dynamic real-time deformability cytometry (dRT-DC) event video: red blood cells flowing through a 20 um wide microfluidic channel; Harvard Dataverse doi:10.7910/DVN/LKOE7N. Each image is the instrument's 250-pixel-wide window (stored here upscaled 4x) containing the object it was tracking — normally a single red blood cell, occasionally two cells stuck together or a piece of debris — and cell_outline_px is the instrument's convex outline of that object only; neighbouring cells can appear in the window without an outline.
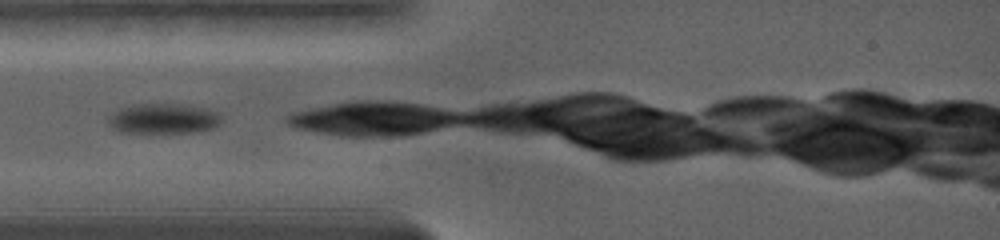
{"species": "common noctule bat (a hibernating species)", "species_latin": "Nyctalus noctula", "temperature_condition": "warm", "stored_images_in_passage": 4, "camera_frame_rate_fps": 5000, "um_per_image_px": 0.085, "animal": {"sex": "female", "body_mass_g": 19.0, "forearm_length_mm": 56.7}, "frame": {"image": 1, "passage_image": 1, "time_ms": 0.0, "image_size_px": [1000, 240], "cell_outline_px": [[220, 124], [212, 128], [192, 132], [120, 132], [108, 124], [108, 116], [120, 108], [132, 104], [184, 104], [204, 108], [216, 112], [220, 116]], "centroid_in_image_um": [13.86, 10.07], "position_along_channel_um": 71.1, "area_um2": 19.71}}